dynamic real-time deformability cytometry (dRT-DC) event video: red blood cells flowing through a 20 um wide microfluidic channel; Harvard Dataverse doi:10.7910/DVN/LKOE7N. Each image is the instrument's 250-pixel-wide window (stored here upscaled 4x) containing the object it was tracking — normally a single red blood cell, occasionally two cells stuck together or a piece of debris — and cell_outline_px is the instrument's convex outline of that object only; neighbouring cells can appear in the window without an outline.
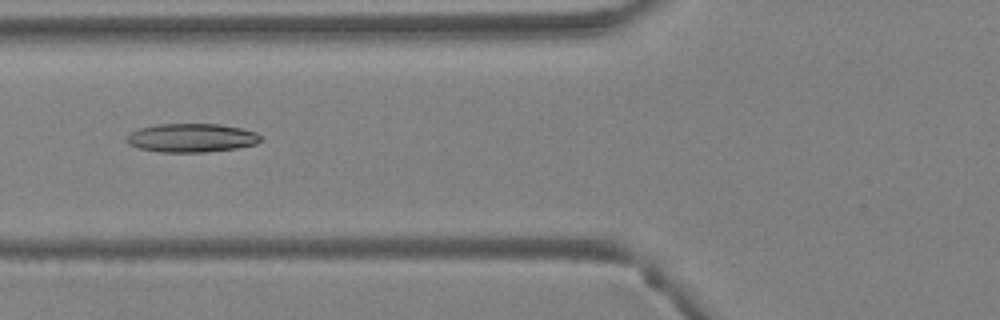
{"species": "Egyptian fruit bat (a non-hibernating species)", "species_latin": "Rousettus aegyptiacus", "temperature_condition": "warm", "stored_images_in_passage": 37, "camera_frame_rate_fps": 3000, "um_per_image_px": 0.085, "animal": {"sex": "female"}, "frame": {"image": 1, "passage_image": 13, "time_ms": 4.0, "image_size_px": [1000, 320], "cell_outline_px": [[264, 140], [256, 144], [236, 148], [204, 152], [160, 152], [140, 148], [128, 144], [124, 140], [124, 136], [140, 128], [160, 124], [220, 124], [240, 128], [256, 132]], "centroid_in_image_um": [16.27, 11.72], "position_along_channel_um": 109.5, "area_um2": 22.43}}
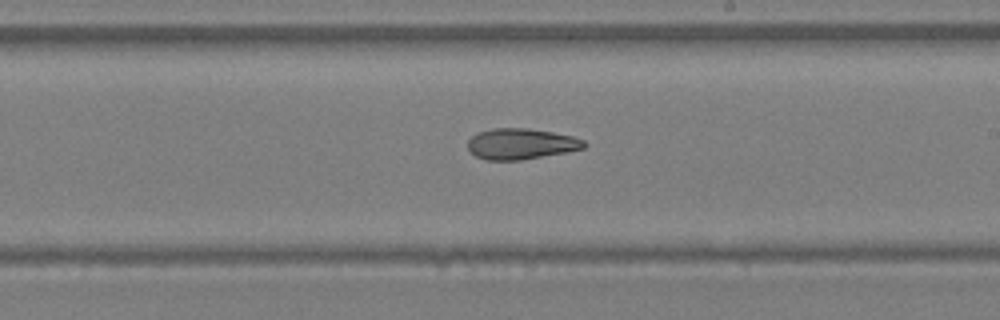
{"frame": {"image": 2, "passage_image": 21, "time_ms": 6.667, "image_size_px": [1000, 320], "cell_outline_px": [[588, 144], [584, 148], [568, 152], [520, 160], [484, 160], [476, 156], [468, 148], [468, 140], [472, 136], [480, 132], [492, 128], [528, 128], [552, 132], [572, 136], [584, 140]], "centroid_in_image_um": [44.3, 12.23], "position_along_channel_um": 244.7, "area_um2": 20.92}}
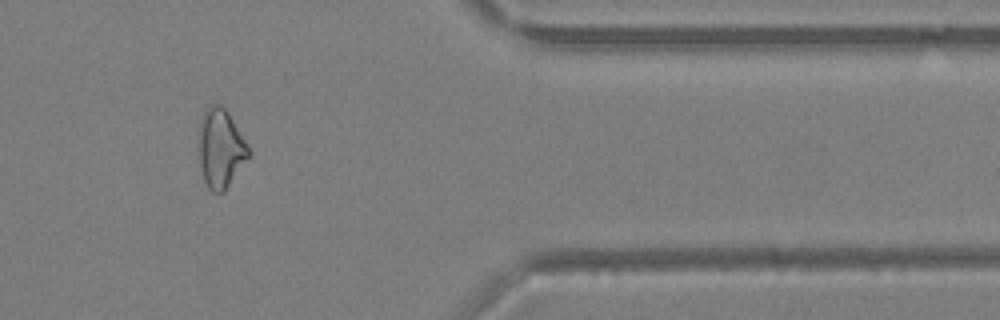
{"frame": {"image": 3, "passage_image": 31, "time_ms": 10.0, "image_size_px": [1000, 320], "cell_outline_px": [[252, 152], [224, 192], [212, 192], [208, 188], [204, 180], [200, 168], [196, 148], [200, 120], [204, 112], [212, 104], [220, 104], [228, 112], [248, 144]], "centroid_in_image_um": [18.72, 12.61], "position_along_channel_um": 392.7, "area_um2": 23.35}}